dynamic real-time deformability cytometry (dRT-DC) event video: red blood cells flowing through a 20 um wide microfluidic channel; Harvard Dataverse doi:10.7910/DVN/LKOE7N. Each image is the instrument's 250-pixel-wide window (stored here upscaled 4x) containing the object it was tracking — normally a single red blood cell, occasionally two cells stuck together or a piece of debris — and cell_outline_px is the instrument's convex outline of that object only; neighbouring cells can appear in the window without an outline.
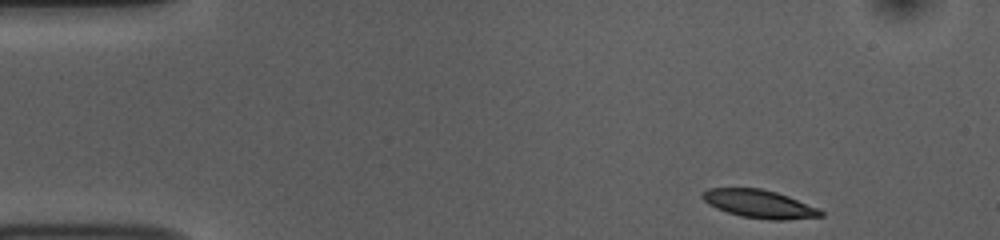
{"species": "common noctule bat (a hibernating species)", "species_latin": "Nyctalus noctula", "temperature_condition": "room temperature", "stored_images_in_passage": 48, "camera_frame_rate_fps": 3000, "um_per_image_px": 0.085, "animal": {"sex": "female", "body_mass_g": 10.0, "forearm_length_mm": 53.1}, "frame": {"image": 1, "passage_image": 1, "time_ms": 0.0, "image_size_px": [1000, 240], "cell_outline_px": [[824, 216], [784, 220], [768, 220], [740, 216], [716, 208], [708, 204], [700, 196], [708, 188], [760, 188], [776, 192], [788, 196], [820, 208], [824, 212]], "centroid_in_image_um": [64.57, 17.34], "position_along_channel_um": 20.4, "area_um2": 19.48}}
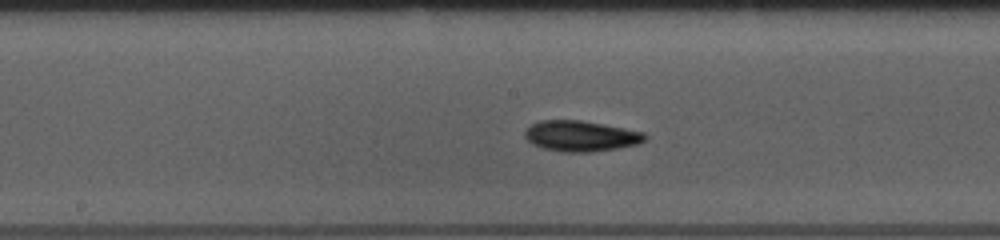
{"frame": {"image": 2, "passage_image": 22, "time_ms": 7.0, "image_size_px": [1000, 240], "cell_outline_px": [[648, 136], [640, 144], [592, 152], [564, 152], [544, 148], [532, 144], [524, 136], [524, 132], [532, 124], [540, 120], [580, 120], [644, 132]], "centroid_in_image_um": [49.37, 11.56], "position_along_channel_um": 198.8, "area_um2": 21.33}}
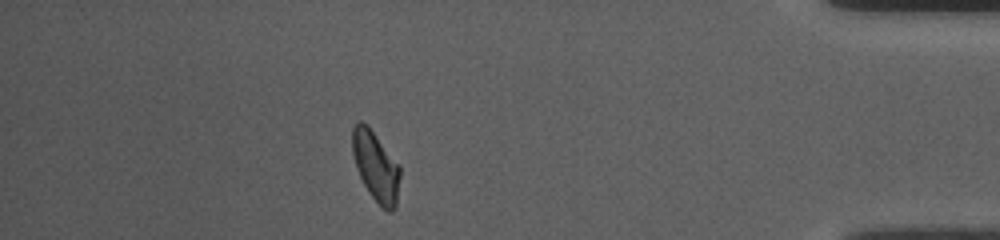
{"frame": {"image": 3, "passage_image": 42, "time_ms": 13.667, "image_size_px": [1000, 240], "cell_outline_px": [[400, 176], [396, 208], [392, 212], [388, 212], [380, 208], [368, 192], [356, 168], [352, 152], [352, 128], [356, 120], [360, 120], [368, 124], [400, 168]], "centroid_in_image_um": [31.92, 14.16], "position_along_channel_um": 403.3, "area_um2": 19.59}, "authors_computed_cell_mechanics": {"area_um2": 19.9699, "velocity_mm_per_s": 3.7251, "shape_relaxation_time_tau1_ms": 4.4529, "shape_relaxation_time_tau2_ms": 4.963, "deformation_change_tau1": 0.1189, "deformation_change_tau2": 0.1042}}